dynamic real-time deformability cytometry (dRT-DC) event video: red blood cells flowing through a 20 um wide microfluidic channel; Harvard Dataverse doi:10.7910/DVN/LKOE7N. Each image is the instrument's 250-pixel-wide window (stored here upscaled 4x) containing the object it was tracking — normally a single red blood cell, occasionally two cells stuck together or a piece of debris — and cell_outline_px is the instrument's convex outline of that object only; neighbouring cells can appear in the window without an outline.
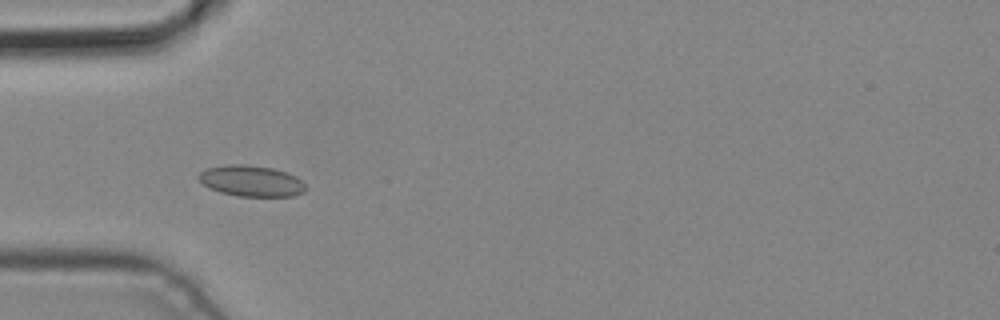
{"species": "common noctule bat (a hibernating species)", "species_latin": "Nyctalus noctula", "temperature_condition": "cold", "stored_images_in_passage": 5, "camera_frame_rate_fps": 3000, "um_per_image_px": 0.085, "animal": {"sex": "male", "body_mass_g": 19.2, "forearm_length_mm": 51.8}, "frame": {"image": 1, "passage_image": 5, "time_ms": 1.333, "image_size_px": [1000, 320], "cell_outline_px": [[308, 188], [304, 192], [292, 196], [236, 196], [220, 192], [208, 188], [196, 176], [200, 172], [208, 168], [228, 164], [244, 164], [272, 168], [296, 176]], "centroid_in_image_um": [21.35, 15.38], "position_along_channel_um": 63.7, "area_um2": 19.31}}